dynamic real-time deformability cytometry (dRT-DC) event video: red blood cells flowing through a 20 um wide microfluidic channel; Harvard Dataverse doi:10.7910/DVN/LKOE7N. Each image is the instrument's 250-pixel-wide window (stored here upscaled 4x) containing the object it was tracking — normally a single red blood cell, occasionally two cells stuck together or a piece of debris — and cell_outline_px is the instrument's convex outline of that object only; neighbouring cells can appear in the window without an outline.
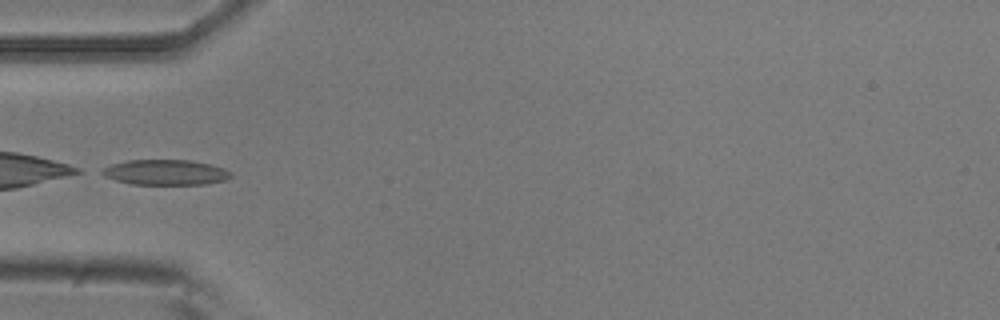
{"species": "common noctule bat (a hibernating species)", "species_latin": "Nyctalus noctula", "temperature_condition": "room temperature", "stored_images_in_passage": 4, "camera_frame_rate_fps": 3000, "um_per_image_px": 0.085, "animal": {"sex": "male", "body_mass_g": 20.5, "forearm_length_mm": 52.5}, "frame": {"image": 1, "passage_image": 4, "time_ms": 1.0, "image_size_px": [1000, 320], "cell_outline_px": [[232, 176], [224, 180], [208, 184], [132, 184], [116, 180], [104, 176], [96, 172], [100, 168], [112, 164], [128, 160], [192, 160], [212, 164], [224, 168], [232, 172]], "centroid_in_image_um": [14.04, 14.64], "position_along_channel_um": 71.0, "area_um2": 19.25}}